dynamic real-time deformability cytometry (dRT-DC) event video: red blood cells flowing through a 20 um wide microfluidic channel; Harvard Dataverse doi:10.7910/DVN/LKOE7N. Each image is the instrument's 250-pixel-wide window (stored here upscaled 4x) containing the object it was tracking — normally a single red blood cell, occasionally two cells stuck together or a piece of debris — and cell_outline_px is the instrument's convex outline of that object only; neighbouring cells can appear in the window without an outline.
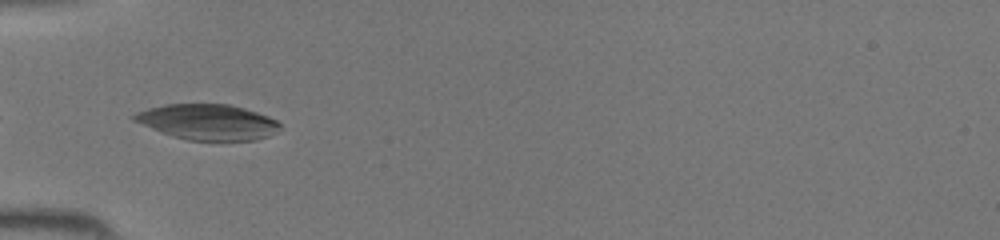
{"species": "common noctule bat (a hibernating species)", "species_latin": "Nyctalus noctula", "temperature_condition": "room temperature", "stored_images_in_passage": 28, "camera_frame_rate_fps": 3000, "um_per_image_px": 0.085, "animal": {"sex": "female", "body_mass_g": 19.5, "forearm_length_mm": 54.1}, "frame": {"image": 1, "passage_image": 16, "time_ms": 5.0, "image_size_px": [1000, 240], "cell_outline_px": [[280, 128], [268, 136], [256, 140], [188, 140], [172, 136], [160, 132], [132, 120], [132, 116], [136, 112], [148, 108], [164, 104], [228, 104], [244, 108], [268, 116], [276, 120], [280, 124]], "centroid_in_image_um": [17.63, 10.36], "position_along_channel_um": 67.4, "area_um2": 30.06}}